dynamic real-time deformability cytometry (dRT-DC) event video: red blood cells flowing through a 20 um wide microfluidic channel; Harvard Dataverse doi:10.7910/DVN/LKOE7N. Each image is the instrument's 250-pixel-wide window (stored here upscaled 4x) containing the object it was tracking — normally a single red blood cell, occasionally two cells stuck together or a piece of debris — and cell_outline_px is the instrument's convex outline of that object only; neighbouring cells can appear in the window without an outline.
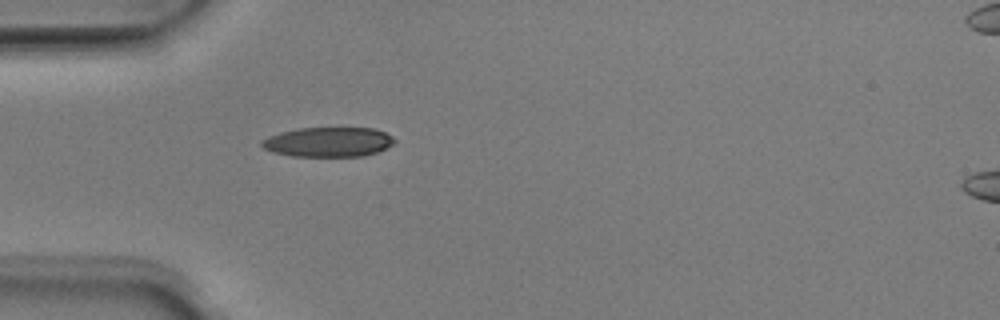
{"species": "Egyptian fruit bat (a non-hibernating species)", "species_latin": "Rousettus aegyptiacus", "temperature_condition": "room temperature", "stored_images_in_passage": 36, "camera_frame_rate_fps": 3000, "um_per_image_px": 0.085, "animal": {"sex": "male"}, "frame": {"image": 1, "passage_image": 1, "time_ms": 0.0, "image_size_px": [1000, 320], "cell_outline_px": [[396, 140], [392, 144], [376, 152], [364, 156], [292, 156], [272, 152], [264, 148], [260, 144], [260, 140], [268, 136], [280, 132], [296, 128], [376, 128], [392, 136]], "centroid_in_image_um": [27.87, 12.06], "position_along_channel_um": 57.1, "area_um2": 23.0}}
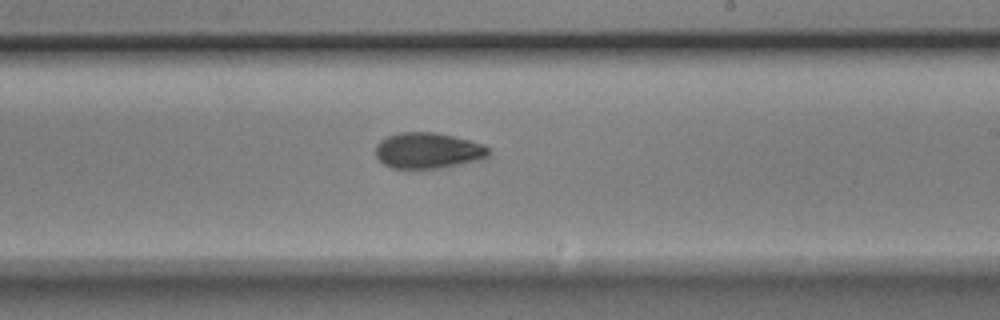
{"frame": {"image": 2, "passage_image": 16, "time_ms": 5.0, "image_size_px": [1000, 320], "cell_outline_px": [[488, 156], [476, 160], [440, 168], [392, 168], [384, 164], [376, 156], [376, 144], [380, 140], [388, 136], [400, 132], [436, 132], [484, 144], [488, 148]], "centroid_in_image_um": [36.34, 12.79], "position_along_channel_um": 252.7, "area_um2": 23.35}}
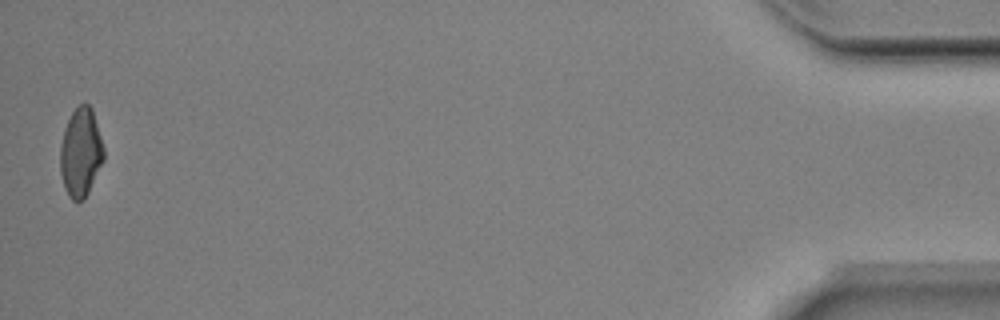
{"frame": {"image": 3, "passage_image": 36, "time_ms": 11.667, "image_size_px": [1000, 320], "cell_outline_px": [[104, 160], [84, 200], [72, 200], [68, 196], [64, 188], [60, 172], [60, 144], [64, 128], [72, 112], [80, 104], [88, 104], [92, 108], [104, 148]], "centroid_in_image_um": [6.85, 12.97], "position_along_channel_um": 428.3, "area_um2": 22.54}, "authors_computed_cell_mechanics": {"area_um2": 23.5246, "velocity_mm_per_s": 4.0088, "shape_relaxation_time_tau1_ms": 4.4734, "shape_relaxation_time_tau2_ms": 5.1186, "deformation_change_tau1": 0.1603, "deformation_change_tau2": 0.1106}}